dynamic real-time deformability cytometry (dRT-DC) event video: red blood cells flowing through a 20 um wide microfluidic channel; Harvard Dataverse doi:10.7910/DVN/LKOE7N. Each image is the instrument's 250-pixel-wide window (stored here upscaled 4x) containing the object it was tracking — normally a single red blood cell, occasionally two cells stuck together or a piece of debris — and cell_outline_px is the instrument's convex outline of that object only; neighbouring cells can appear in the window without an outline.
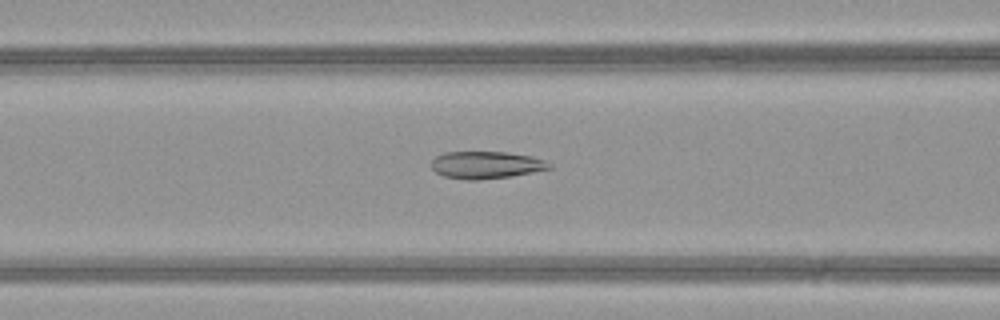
{"species": "common noctule bat (a hibernating species)", "species_latin": "Nyctalus noctula", "temperature_condition": "warm", "stored_images_in_passage": 40, "camera_frame_rate_fps": 3000, "um_per_image_px": 0.085, "animal": {"sex": "female", "body_mass_g": 21.9}, "frame": {"image": 1, "passage_image": 12, "time_ms": 3.667, "image_size_px": [1000, 320], "cell_outline_px": [[552, 168], [512, 176], [480, 180], [464, 180], [444, 176], [436, 172], [432, 168], [432, 160], [436, 156], [444, 152], [504, 152], [532, 156], [544, 160], [552, 164]], "centroid_in_image_um": [41.32, 14.02], "position_along_channel_um": 125.3, "area_um2": 18.79}}
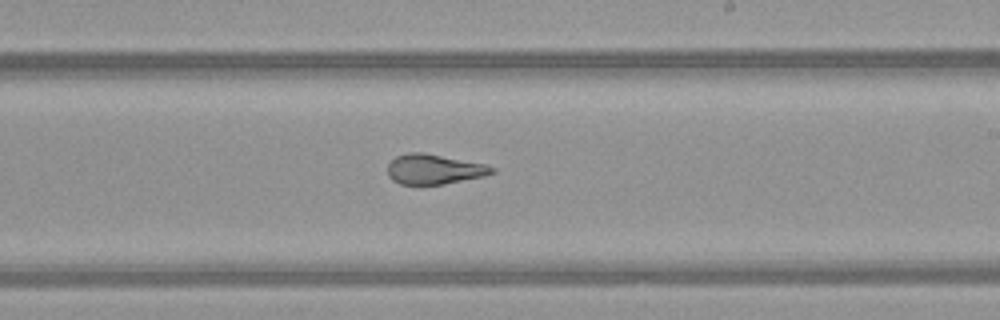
{"frame": {"image": 2, "passage_image": 21, "time_ms": 6.667, "image_size_px": [1000, 320], "cell_outline_px": [[496, 172], [484, 176], [444, 184], [400, 184], [392, 180], [388, 176], [388, 164], [396, 156], [408, 152], [424, 152], [484, 164], [496, 168]], "centroid_in_image_um": [36.89, 14.38], "position_along_channel_um": 252.1, "area_um2": 18.21}}
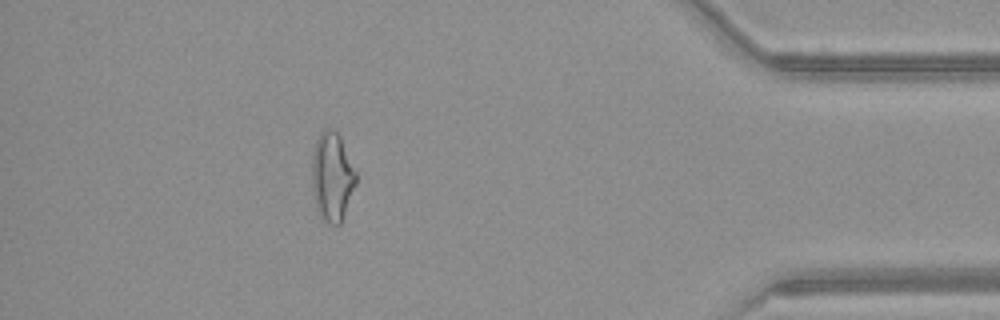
{"frame": {"image": 3, "passage_image": 35, "time_ms": 11.333, "image_size_px": [1000, 320], "cell_outline_px": [[356, 184], [344, 216], [340, 224], [336, 228], [328, 224], [320, 216], [316, 208], [312, 180], [312, 152], [316, 140], [320, 132], [324, 128], [332, 128], [340, 136], [356, 172]], "centroid_in_image_um": [28.23, 15.04], "position_along_channel_um": 407.0, "area_um2": 23.0}, "authors_computed_cell_mechanics": {"area_um2": 20.2589, "velocity_mm_per_s": 4.2211, "shape_relaxation_time_tau1_ms": 6.964, "shape_relaxation_time_tau2_ms": 1.0023, "deformation_change_tau1": 0.2171, "deformation_change_tau2": 0.0872}}